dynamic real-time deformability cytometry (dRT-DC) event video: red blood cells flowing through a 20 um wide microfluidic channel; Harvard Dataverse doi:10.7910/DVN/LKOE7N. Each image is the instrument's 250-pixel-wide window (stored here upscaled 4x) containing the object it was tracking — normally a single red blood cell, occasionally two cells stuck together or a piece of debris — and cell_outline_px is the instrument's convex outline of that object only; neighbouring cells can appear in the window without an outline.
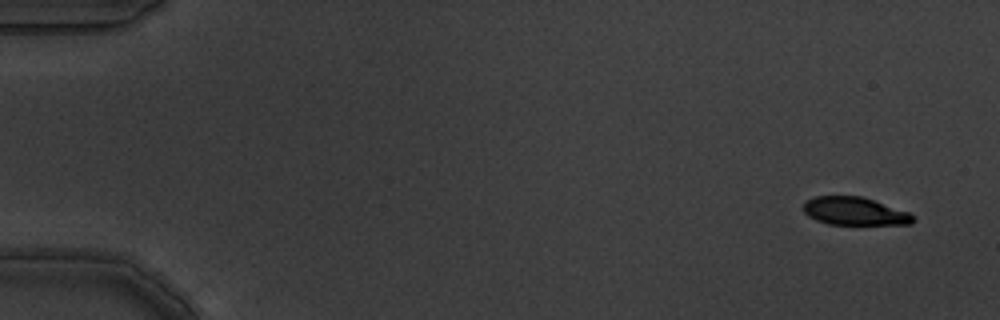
{"species": "common noctule bat (a hibernating species)", "species_latin": "Nyctalus noctula", "temperature_condition": "warm", "stored_images_in_passage": 10, "camera_frame_rate_fps": 3000, "um_per_image_px": 0.085, "animal": {"sex": "male", "body_mass_g": 19.5, "forearm_length_mm": 54.6}, "frame": {"image": 1, "passage_image": 1, "time_ms": 0.0, "image_size_px": [1000, 320], "cell_outline_px": [[912, 224], [828, 224], [816, 220], [808, 216], [804, 212], [804, 204], [808, 200], [816, 196], [864, 196], [908, 212], [912, 216]], "centroid_in_image_um": [72.62, 17.94], "position_along_channel_um": 12.4, "area_um2": 17.69}}
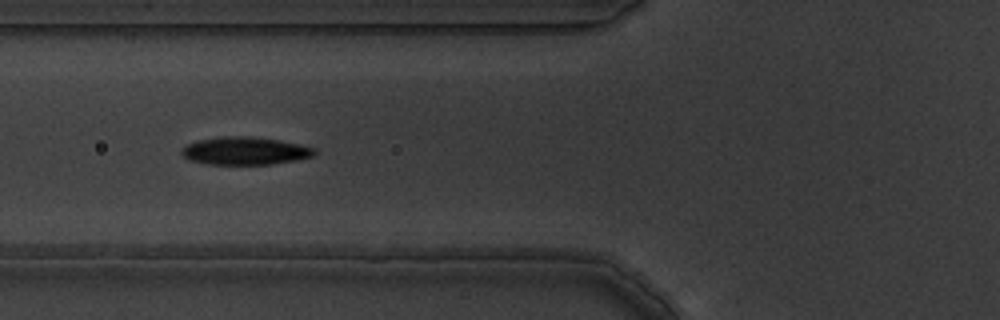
{"frame": {"image": 2, "passage_image": 6, "time_ms": 1.667, "image_size_px": [1000, 320], "cell_outline_px": [[316, 152], [312, 156], [296, 160], [272, 164], [208, 164], [188, 160], [180, 152], [180, 148], [196, 140], [220, 136], [252, 136], [280, 140], [300, 144], [316, 148]], "centroid_in_image_um": [20.8, 12.81], "position_along_channel_um": 105.0, "area_um2": 21.73}}
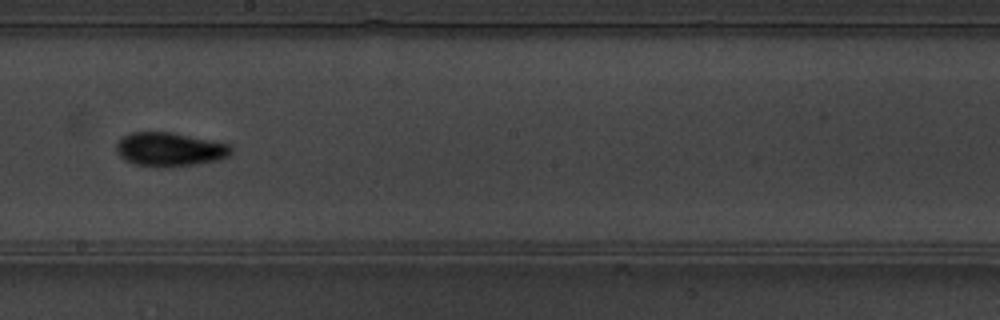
{"frame": {"image": 3, "passage_image": 9, "time_ms": 2.667, "image_size_px": [1000, 320], "cell_outline_px": [[232, 152], [228, 156], [220, 160], [200, 164], [156, 168], [136, 164], [120, 156], [116, 152], [116, 144], [124, 136], [132, 132], [172, 132], [232, 144]], "centroid_in_image_um": [14.48, 12.7], "position_along_channel_um": 233.7, "area_um2": 22.89}}